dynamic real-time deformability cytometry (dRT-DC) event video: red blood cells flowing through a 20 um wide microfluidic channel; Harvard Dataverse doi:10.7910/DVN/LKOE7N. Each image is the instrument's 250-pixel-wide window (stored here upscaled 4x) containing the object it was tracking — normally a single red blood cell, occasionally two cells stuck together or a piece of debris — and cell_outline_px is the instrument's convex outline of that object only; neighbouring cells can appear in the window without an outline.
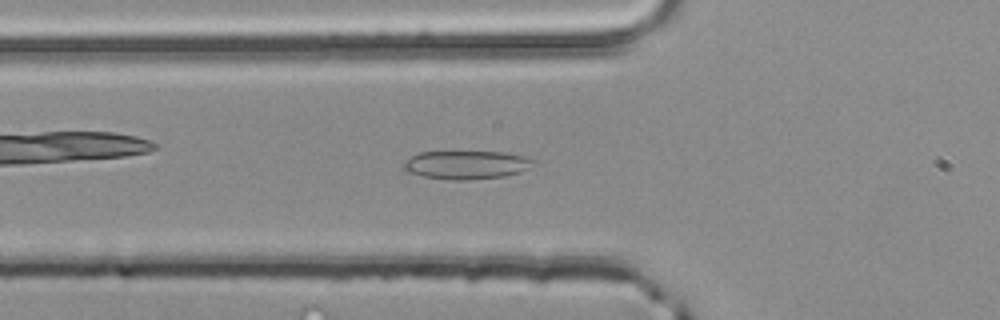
{"species": "common noctule bat (a hibernating species)", "species_latin": "Nyctalus noctula", "temperature_condition": "room temperature", "stored_images_in_passage": 42, "camera_frame_rate_fps": 3000, "um_per_image_px": 0.085, "animal": {"sex": "male", "body_mass_g": 20.4}, "frame": {"image": 1, "passage_image": 9, "time_ms": 2.667, "image_size_px": [1000, 320], "cell_outline_px": [[536, 160], [528, 168], [520, 172], [504, 176], [464, 180], [452, 180], [424, 176], [408, 172], [404, 168], [404, 160], [420, 152], [504, 152], [528, 156]], "centroid_in_image_um": [39.67, 14.0], "position_along_channel_um": 86.1, "area_um2": 21.39}}
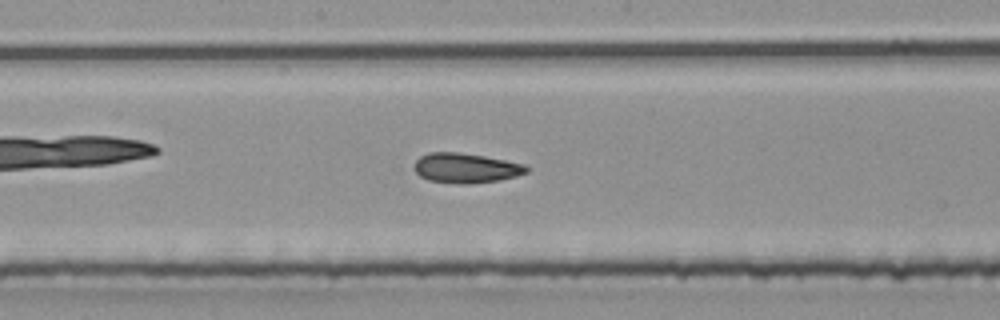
{"frame": {"image": 2, "passage_image": 18, "time_ms": 5.667, "image_size_px": [1000, 320], "cell_outline_px": [[528, 172], [516, 176], [496, 180], [468, 184], [460, 184], [428, 180], [420, 176], [412, 168], [416, 160], [420, 156], [428, 152], [456, 152], [484, 156], [524, 164], [528, 168]], "centroid_in_image_um": [39.54, 14.28], "position_along_channel_um": 208.7, "area_um2": 19.42}}
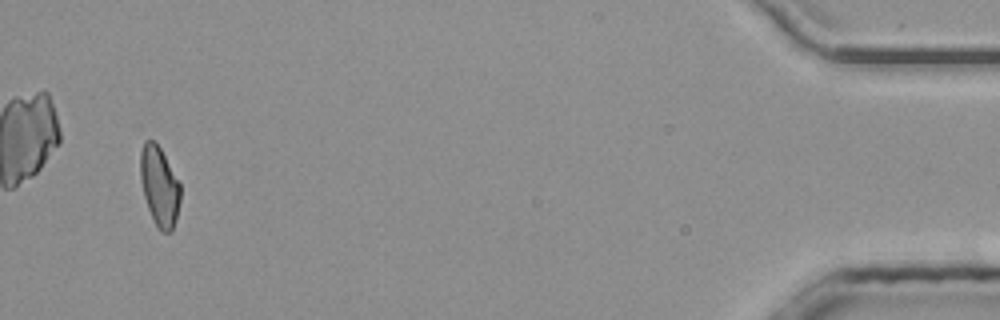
{"frame": {"image": 3, "passage_image": 40, "time_ms": 13.0, "image_size_px": [1000, 320], "cell_outline_px": [[180, 200], [172, 232], [160, 232], [156, 228], [152, 220], [144, 196], [140, 180], [140, 152], [144, 140], [152, 140], [160, 148], [180, 184]], "centroid_in_image_um": [13.53, 15.87], "position_along_channel_um": 421.7, "area_um2": 18.55}, "authors_computed_cell_mechanics": {"area_um2": 19.363, "velocity_mm_per_s": 4.0568, "shape_relaxation_time_tau1_ms": 5.7478, "shape_relaxation_time_tau2_ms": 3.5358, "deformation_change_tau1": 0.1232, "deformation_change_tau2": 0.0962}}